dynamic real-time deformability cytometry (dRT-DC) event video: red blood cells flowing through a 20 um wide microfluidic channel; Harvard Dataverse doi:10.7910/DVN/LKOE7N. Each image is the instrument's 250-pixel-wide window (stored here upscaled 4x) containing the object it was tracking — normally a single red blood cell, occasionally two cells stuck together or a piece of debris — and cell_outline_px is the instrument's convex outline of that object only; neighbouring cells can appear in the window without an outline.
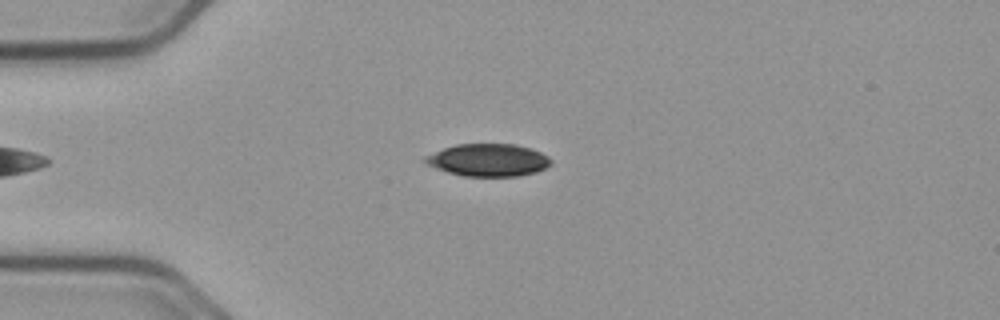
{"species": "common noctule bat (a hibernating species)", "species_latin": "Nyctalus noctula", "temperature_condition": "cold", "stored_images_in_passage": 55, "camera_frame_rate_fps": 3000, "um_per_image_px": 0.085, "animal": {"sex": "male", "body_mass_g": 23.1, "forearm_length_mm": 52.7}, "frame": {"image": 1, "passage_image": 13, "time_ms": 4.0, "image_size_px": [1000, 320], "cell_outline_px": [[552, 164], [536, 172], [520, 176], [464, 176], [448, 172], [436, 168], [428, 164], [424, 160], [424, 156], [444, 148], [456, 144], [516, 144], [532, 148], [548, 156], [552, 160]], "centroid_in_image_um": [41.53, 13.6], "position_along_channel_um": 43.5, "area_um2": 23.81}}
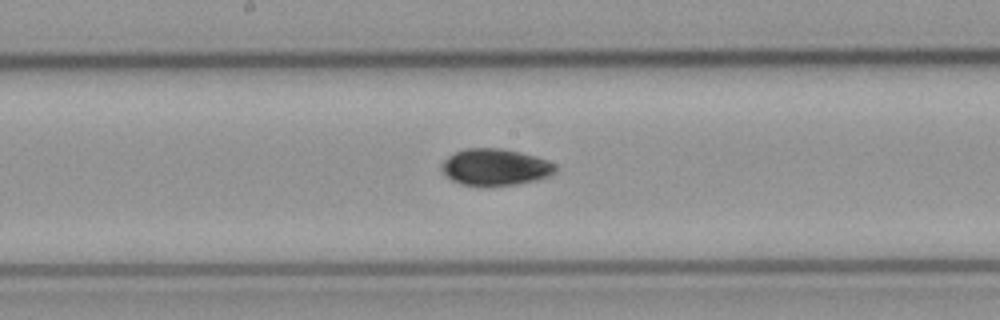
{"frame": {"image": 2, "passage_image": 28, "time_ms": 9.0, "image_size_px": [1000, 320], "cell_outline_px": [[556, 168], [548, 176], [536, 180], [516, 184], [464, 184], [452, 180], [440, 168], [440, 164], [448, 156], [464, 148], [500, 148], [520, 152], [536, 156], [548, 160]], "centroid_in_image_um": [42.07, 14.17], "position_along_channel_um": 206.1, "area_um2": 23.7}}
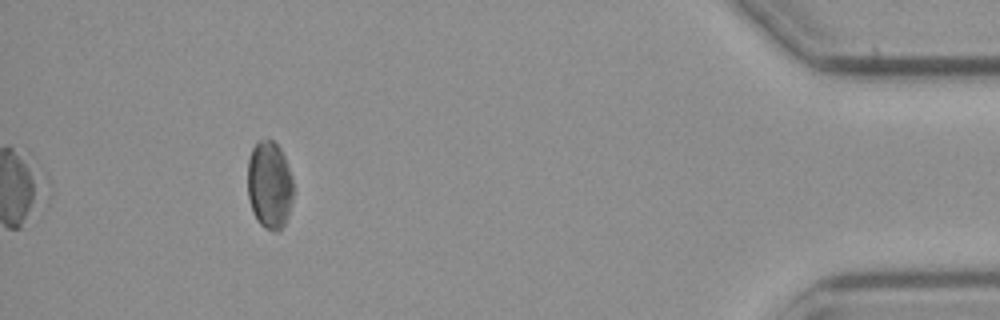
{"frame": {"image": 3, "passage_image": 50, "time_ms": 16.333, "image_size_px": [1000, 320], "cell_outline_px": [[292, 200], [288, 216], [284, 224], [276, 232], [272, 232], [264, 228], [256, 220], [252, 212], [248, 196], [248, 160], [252, 148], [256, 140], [272, 140], [280, 148], [284, 156], [292, 180]], "centroid_in_image_um": [22.88, 15.74], "position_along_channel_um": 412.3, "area_um2": 23.41}, "authors_computed_cell_mechanics": {"area_um2": 23.7558, "velocity_mm_per_s": 3.6771, "shape_relaxation_time_tau1_ms": 2.8509, "shape_relaxation_time_tau2_ms": null, "deformation_change_tau1": 0.0845, "deformation_change_tau2": null}}